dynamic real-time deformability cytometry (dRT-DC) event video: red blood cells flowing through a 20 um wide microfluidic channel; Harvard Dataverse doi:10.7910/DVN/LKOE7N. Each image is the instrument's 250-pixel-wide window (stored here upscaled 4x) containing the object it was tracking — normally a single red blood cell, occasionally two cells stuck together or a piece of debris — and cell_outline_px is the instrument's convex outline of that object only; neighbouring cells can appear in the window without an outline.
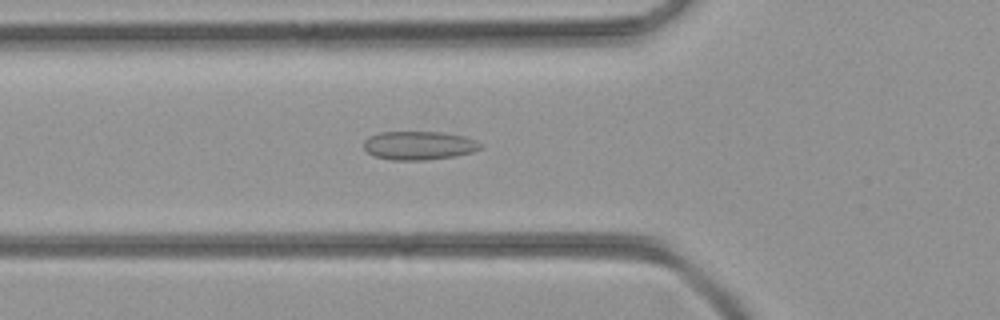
{"species": "common noctule bat (a hibernating species)", "species_latin": "Nyctalus noctula", "temperature_condition": "room temperature", "stored_images_in_passage": 41, "camera_frame_rate_fps": 3000, "um_per_image_px": 0.085, "animal": {"sex": "female", "body_mass_g": 21.9}, "frame": {"image": 1, "passage_image": 16, "time_ms": 5.0, "image_size_px": [1000, 320], "cell_outline_px": [[480, 148], [472, 152], [456, 156], [424, 160], [392, 160], [376, 156], [368, 152], [364, 148], [364, 140], [368, 136], [380, 132], [440, 132], [464, 136], [476, 140], [480, 144]], "centroid_in_image_um": [35.59, 12.36], "position_along_channel_um": 90.2, "area_um2": 19.36}}
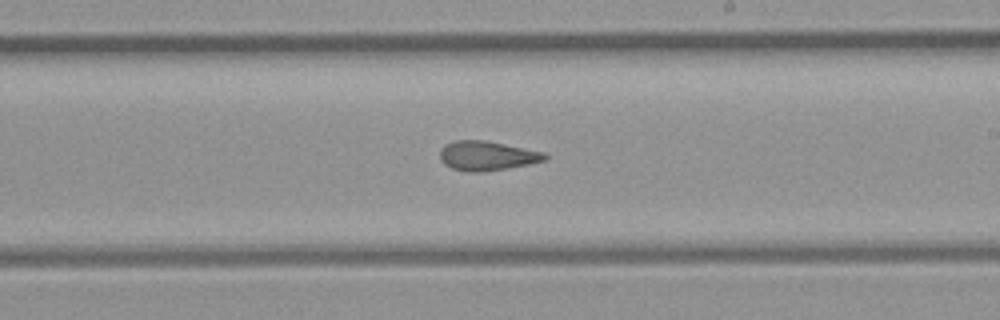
{"frame": {"image": 2, "passage_image": 26, "time_ms": 8.333, "image_size_px": [1000, 320], "cell_outline_px": [[548, 156], [544, 160], [528, 164], [508, 168], [484, 172], [468, 172], [452, 168], [444, 164], [440, 160], [440, 148], [444, 144], [456, 140], [484, 140], [544, 152]], "centroid_in_image_um": [41.34, 13.24], "position_along_channel_um": 247.7, "area_um2": 17.98}}
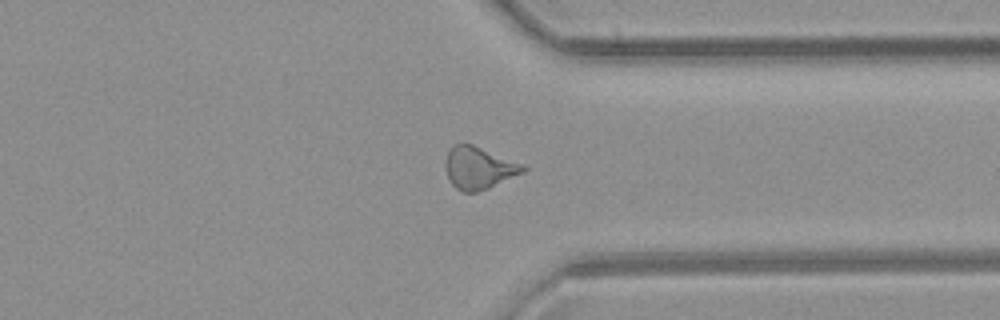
{"frame": {"image": 3, "passage_image": 34, "time_ms": 11.0, "image_size_px": [1000, 320], "cell_outline_px": [[528, 168], [524, 172], [488, 188], [476, 192], [464, 192], [456, 188], [452, 184], [448, 176], [444, 164], [448, 152], [452, 144], [464, 140], [524, 164]], "centroid_in_image_um": [40.69, 14.22], "position_along_channel_um": 370.7, "area_um2": 19.48}}